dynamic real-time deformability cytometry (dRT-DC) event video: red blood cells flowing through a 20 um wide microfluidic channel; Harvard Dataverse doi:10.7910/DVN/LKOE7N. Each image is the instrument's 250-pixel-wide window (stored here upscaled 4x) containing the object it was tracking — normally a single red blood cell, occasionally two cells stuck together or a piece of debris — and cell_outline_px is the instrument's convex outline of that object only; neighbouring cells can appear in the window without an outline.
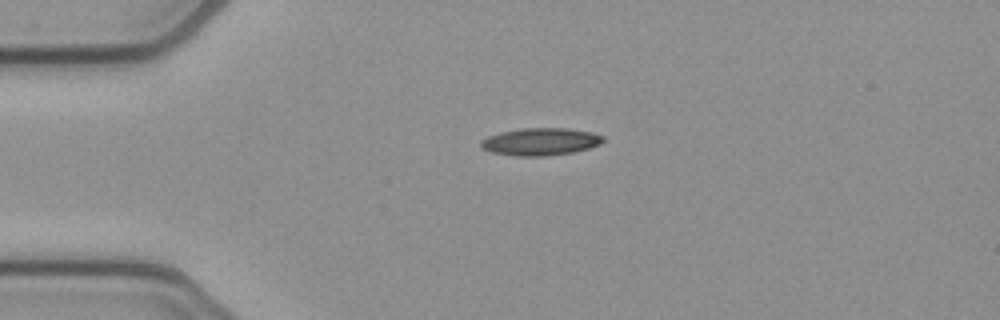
{"species": "common noctule bat (a hibernating species)", "species_latin": "Nyctalus noctula", "temperature_condition": "cold", "stored_images_in_passage": 42, "camera_frame_rate_fps": 3000, "um_per_image_px": 0.085, "animal": {"sex": "female", "body_mass_g": 21.9}, "frame": {"image": 1, "passage_image": 1, "time_ms": 0.0, "image_size_px": [1000, 320], "cell_outline_px": [[604, 140], [600, 144], [588, 148], [572, 152], [544, 156], [516, 156], [492, 152], [480, 148], [480, 140], [488, 136], [500, 132], [520, 128], [564, 128], [592, 132], [604, 136]], "centroid_in_image_um": [45.91, 12.04], "position_along_channel_um": 39.1, "area_um2": 19.54}}
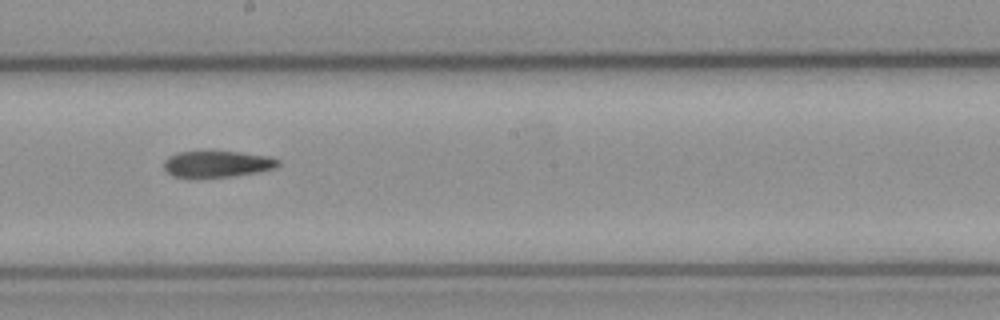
{"frame": {"image": 2, "passage_image": 18, "time_ms": 5.667, "image_size_px": [1000, 320], "cell_outline_px": [[280, 164], [276, 168], [260, 172], [232, 176], [196, 180], [188, 180], [172, 176], [164, 168], [164, 160], [168, 156], [176, 152], [240, 152], [272, 156], [280, 160]], "centroid_in_image_um": [18.44, 13.98], "position_along_channel_um": 229.8, "area_um2": 18.38}}
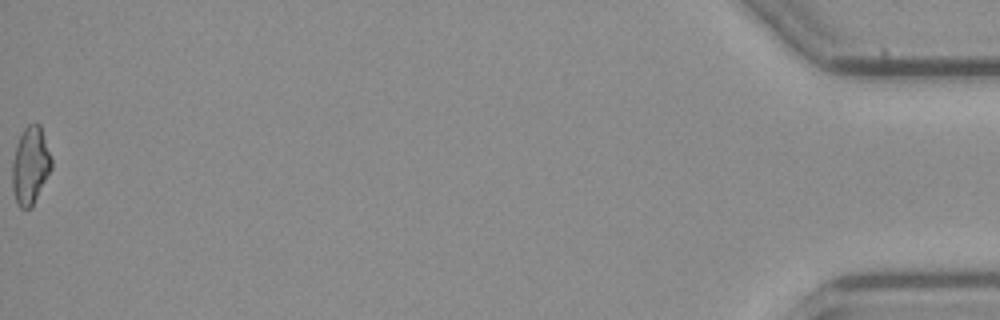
{"frame": {"image": 3, "passage_image": 42, "time_ms": 13.667, "image_size_px": [1000, 320], "cell_outline_px": [[52, 168], [32, 208], [20, 208], [16, 204], [12, 192], [12, 164], [16, 144], [24, 128], [28, 124], [40, 124], [52, 160]], "centroid_in_image_um": [2.57, 14.11], "position_along_channel_um": 432.6, "area_um2": 17.86}}